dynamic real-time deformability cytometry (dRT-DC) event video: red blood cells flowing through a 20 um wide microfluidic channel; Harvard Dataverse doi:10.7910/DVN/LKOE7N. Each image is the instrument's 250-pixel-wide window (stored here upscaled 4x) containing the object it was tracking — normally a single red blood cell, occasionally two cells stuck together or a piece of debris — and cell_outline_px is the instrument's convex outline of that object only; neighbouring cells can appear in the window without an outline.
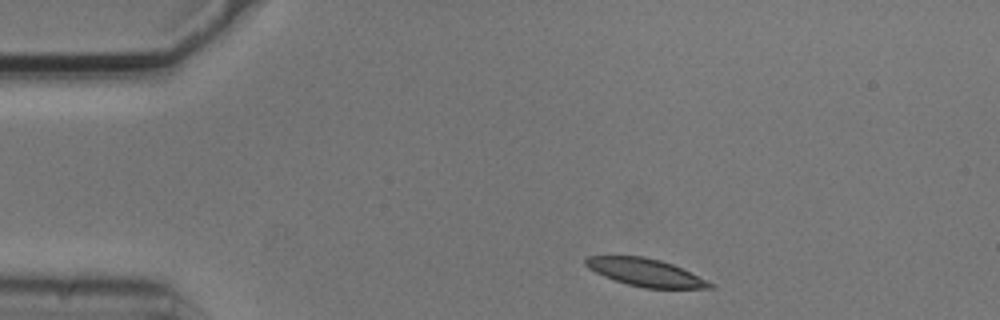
{"species": "common noctule bat (a hibernating species)", "species_latin": "Nyctalus noctula", "temperature_condition": "cold", "stored_images_in_passage": 9, "camera_frame_rate_fps": 3000, "um_per_image_px": 0.085, "animal": {"sex": "male", "body_mass_g": 20.5, "forearm_length_mm": 52.5}, "frame": {"image": 1, "passage_image": 1, "time_ms": 0.0, "image_size_px": [1000, 320], "cell_outline_px": [[716, 288], [644, 288], [628, 284], [604, 276], [588, 268], [584, 264], [584, 260], [588, 256], [644, 256], [660, 260], [672, 264], [716, 284]], "centroid_in_image_um": [54.88, 23.16], "position_along_channel_um": 30.1, "area_um2": 19.88}}
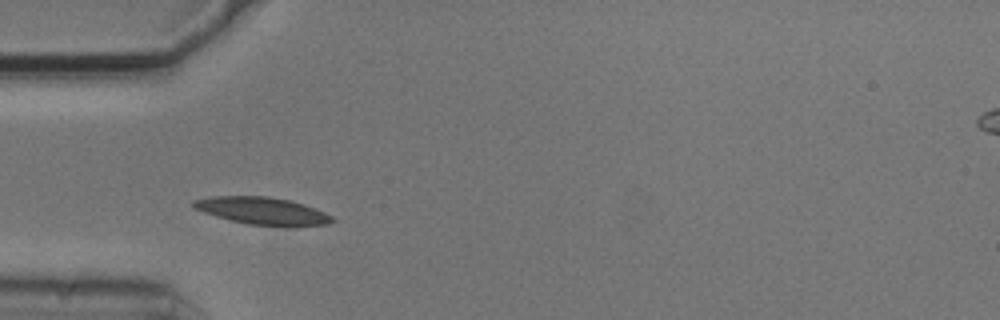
{"frame": {"image": 2, "passage_image": 3, "time_ms": 0.667, "image_size_px": [1000, 320], "cell_outline_px": [[336, 220], [328, 224], [288, 228], [248, 224], [228, 220], [204, 212], [196, 208], [192, 204], [192, 200], [216, 196], [268, 196], [292, 200], [304, 204], [324, 212], [332, 216]], "centroid_in_image_um": [22.38, 17.95], "position_along_channel_um": 62.6, "area_um2": 22.54}}
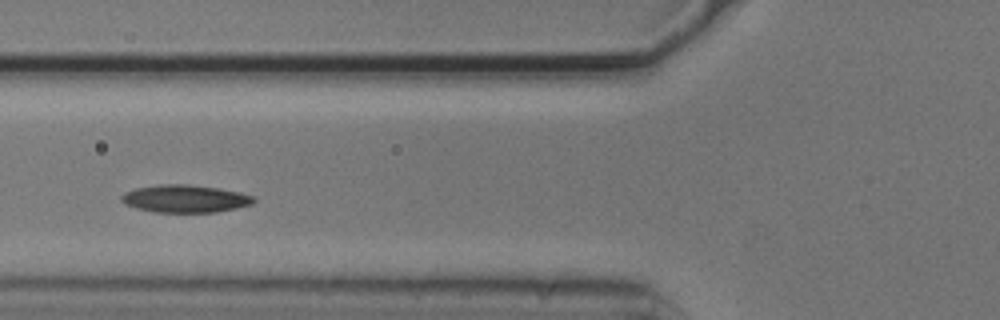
{"frame": {"image": 3, "passage_image": 4, "time_ms": 1.0, "image_size_px": [1000, 320], "cell_outline_px": [[256, 200], [252, 204], [236, 208], [216, 212], [156, 212], [136, 208], [124, 204], [120, 200], [120, 196], [124, 192], [136, 188], [160, 184], [188, 184], [220, 188], [240, 192], [256, 196]], "centroid_in_image_um": [15.74, 16.88], "position_along_channel_um": 110.1, "area_um2": 21.5}}